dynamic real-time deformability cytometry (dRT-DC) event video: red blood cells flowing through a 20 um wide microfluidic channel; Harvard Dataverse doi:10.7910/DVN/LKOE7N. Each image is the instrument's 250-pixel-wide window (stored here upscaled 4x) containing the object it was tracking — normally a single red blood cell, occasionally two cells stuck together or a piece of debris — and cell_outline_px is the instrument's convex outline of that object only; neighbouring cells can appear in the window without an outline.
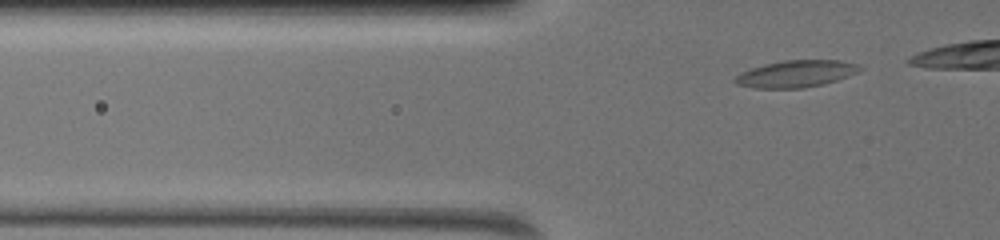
{"species": "common noctule bat (a hibernating species)", "species_latin": "Nyctalus noctula", "temperature_condition": "warm", "stored_images_in_passage": 17, "camera_frame_rate_fps": 3000, "um_per_image_px": 0.085, "animal": {"sex": "female", "body_mass_g": 19.5, "forearm_length_mm": 54.1}, "frame": {"image": 1, "passage_image": 5, "time_ms": 1.333, "image_size_px": [1000, 240], "cell_outline_px": [[864, 68], [848, 76], [824, 84], [804, 88], [756, 88], [736, 84], [732, 80], [736, 76], [752, 68], [764, 64], [784, 60], [840, 60], [860, 64]], "centroid_in_image_um": [67.69, 6.27], "position_along_channel_um": 58.1, "area_um2": 19.54}}
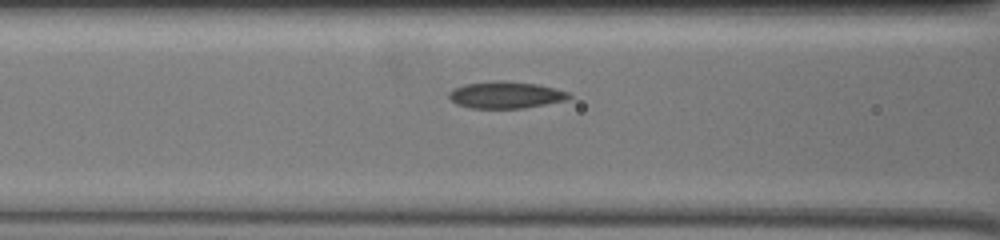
{"frame": {"image": 2, "passage_image": 12, "time_ms": 3.667, "image_size_px": [1000, 240], "cell_outline_px": [[572, 96], [564, 100], [544, 104], [520, 108], [472, 108], [456, 104], [448, 96], [448, 92], [452, 88], [464, 84], [492, 80], [504, 80], [540, 84], [568, 92]], "centroid_in_image_um": [42.93, 8.04], "position_along_channel_um": 123.7, "area_um2": 18.84}}
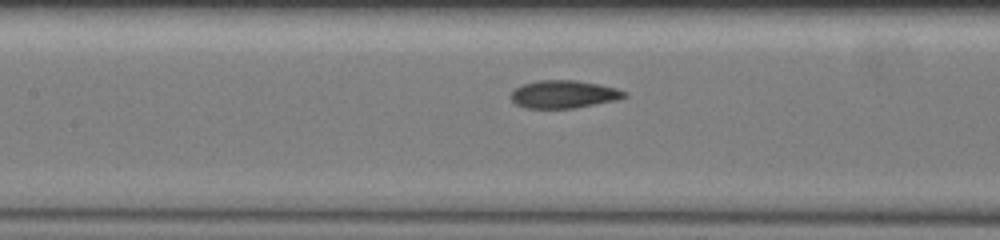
{"frame": {"image": 3, "passage_image": 15, "time_ms": 4.667, "image_size_px": [1000, 240], "cell_outline_px": [[628, 96], [612, 100], [572, 108], [528, 108], [516, 104], [512, 100], [512, 92], [520, 84], [536, 80], [576, 80], [600, 84], [616, 88], [624, 92]], "centroid_in_image_um": [47.87, 7.99], "position_along_channel_um": 159.5, "area_um2": 18.09}}